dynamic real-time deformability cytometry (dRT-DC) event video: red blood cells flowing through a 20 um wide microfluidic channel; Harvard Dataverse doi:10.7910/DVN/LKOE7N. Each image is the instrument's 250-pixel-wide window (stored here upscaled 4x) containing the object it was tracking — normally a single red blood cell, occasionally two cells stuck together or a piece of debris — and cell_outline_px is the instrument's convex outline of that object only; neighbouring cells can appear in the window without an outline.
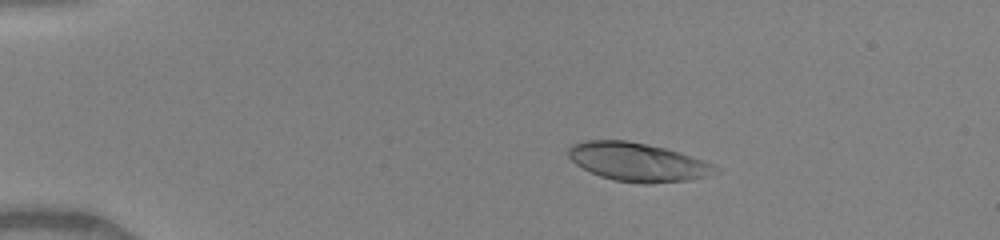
{"species": "human", "species_latin": "Homo sapiens", "temperature_condition": "warm", "stored_images_in_passage": 41, "camera_frame_rate_fps": 3000, "um_per_image_px": 0.085, "donor": {"sex": "female"}, "frame": {"image": 1, "passage_image": 1, "time_ms": 0.0, "image_size_px": [1000, 240], "cell_outline_px": [[720, 172], [708, 176], [688, 180], [652, 184], [640, 184], [612, 180], [600, 176], [576, 164], [568, 156], [568, 148], [572, 144], [584, 140], [628, 140], [664, 148], [680, 152], [716, 164], [720, 168]], "centroid_in_image_um": [54.25, 13.78], "position_along_channel_um": 30.7, "area_um2": 33.35}}
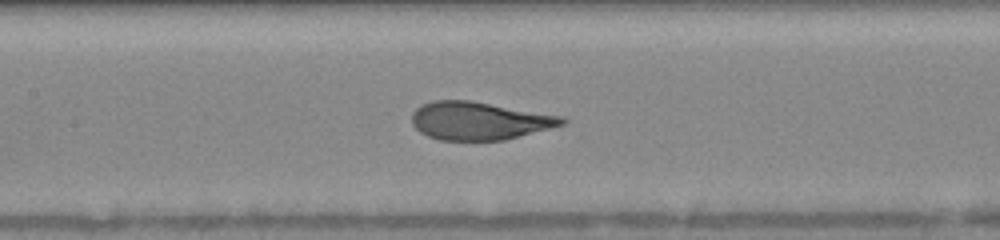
{"frame": {"image": 2, "passage_image": 16, "time_ms": 5.0, "image_size_px": [1000, 240], "cell_outline_px": [[568, 120], [564, 124], [504, 140], [440, 140], [428, 136], [420, 132], [412, 124], [412, 112], [416, 108], [432, 100], [468, 100], [564, 116]], "centroid_in_image_um": [40.72, 10.26], "position_along_channel_um": 166.7, "area_um2": 33.06}}
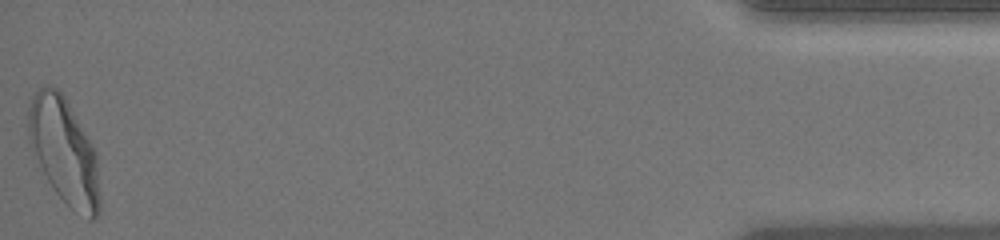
{"frame": {"image": 3, "passage_image": 41, "time_ms": 13.333, "image_size_px": [1000, 240], "cell_outline_px": [[100, 212], [92, 220], [88, 220], [72, 208], [56, 192], [48, 180], [28, 140], [28, 108], [32, 96], [44, 84], [52, 84], [60, 88], [96, 152], [100, 196]], "centroid_in_image_um": [5.46, 12.8], "position_along_channel_um": 429.7, "area_um2": 43.75}, "authors_computed_cell_mechanics": {"area_um2": 33.9286, "velocity_mm_per_s": 4.1212, "shape_relaxation_time_tau1_ms": 3.3448, "shape_relaxation_time_tau2_ms": null, "deformation_change_tau1": 0.1891, "deformation_change_tau2": null}}